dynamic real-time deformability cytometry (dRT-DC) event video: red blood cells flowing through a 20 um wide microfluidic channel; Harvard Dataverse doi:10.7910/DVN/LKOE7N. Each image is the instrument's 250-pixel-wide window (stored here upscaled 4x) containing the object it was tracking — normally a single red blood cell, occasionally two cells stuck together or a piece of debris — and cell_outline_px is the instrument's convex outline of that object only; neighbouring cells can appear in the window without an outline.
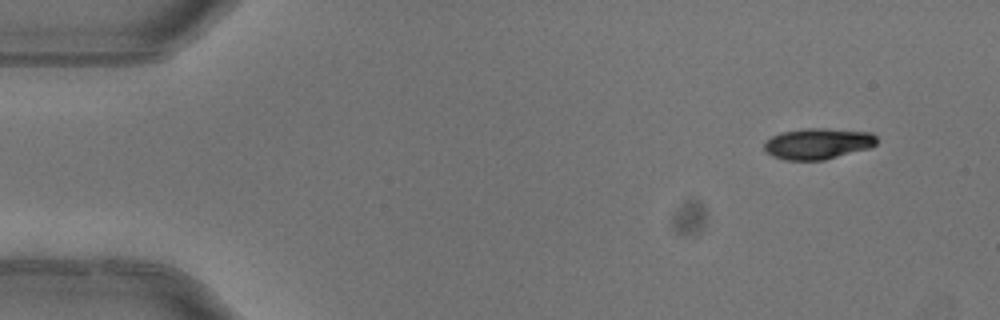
{"species": "common noctule bat (a hibernating species)", "species_latin": "Nyctalus noctula", "temperature_condition": "warm", "stored_images_in_passage": 4, "camera_frame_rate_fps": 3000, "um_per_image_px": 0.085, "animal": {"sex": "female"}, "frame": {"image": 1, "passage_image": 1, "time_ms": 0.0, "image_size_px": [1000, 320], "cell_outline_px": [[876, 144], [868, 148], [824, 160], [784, 160], [772, 156], [764, 152], [764, 140], [780, 132], [808, 128], [824, 128], [872, 132], [876, 136]], "centroid_in_image_um": [69.47, 12.21], "position_along_channel_um": 15.5, "area_um2": 20.46}}
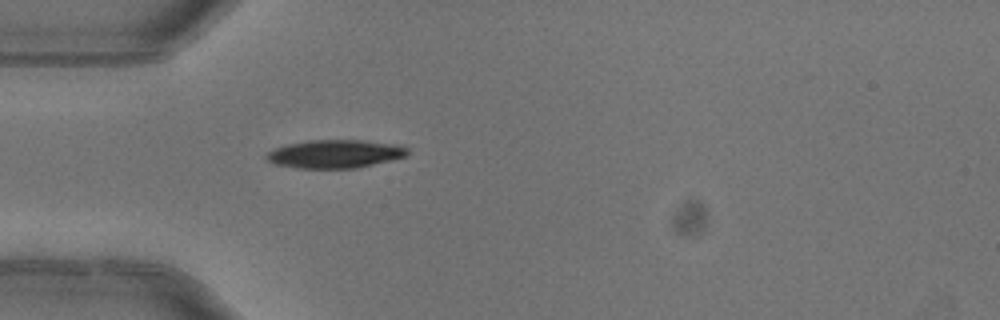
{"frame": {"image": 2, "passage_image": 4, "time_ms": 1.0, "image_size_px": [1000, 320], "cell_outline_px": [[408, 156], [392, 160], [356, 168], [296, 168], [276, 164], [268, 160], [264, 156], [268, 152], [276, 148], [288, 144], [308, 140], [364, 140], [392, 144], [408, 148]], "centroid_in_image_um": [28.49, 13.08], "position_along_channel_um": 56.5, "area_um2": 23.12}}